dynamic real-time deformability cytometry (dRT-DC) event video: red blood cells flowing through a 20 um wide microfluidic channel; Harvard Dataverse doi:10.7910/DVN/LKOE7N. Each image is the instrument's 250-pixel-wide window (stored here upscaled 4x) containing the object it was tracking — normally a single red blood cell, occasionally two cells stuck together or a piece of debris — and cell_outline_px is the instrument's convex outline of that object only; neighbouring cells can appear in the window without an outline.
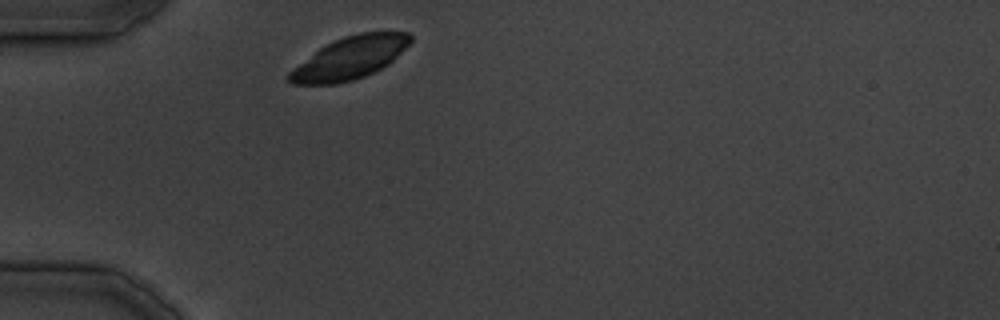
{"species": "common noctule bat (a hibernating species)", "species_latin": "Nyctalus noctula", "temperature_condition": "cold", "stored_images_in_passage": 22, "camera_frame_rate_fps": 3000, "um_per_image_px": 0.085, "animal": {"sex": "male", "body_mass_g": 19.5, "forearm_length_mm": 54.6}, "frame": {"image": 1, "passage_image": 1, "time_ms": 0.0, "image_size_px": [1000, 320], "cell_outline_px": [[412, 40], [388, 64], [364, 76], [352, 80], [336, 84], [292, 84], [288, 80], [288, 72], [320, 48], [332, 40], [344, 36], [360, 32], [408, 32], [412, 36]], "centroid_in_image_um": [29.72, 4.92], "position_along_channel_um": 55.3, "area_um2": 29.48}}